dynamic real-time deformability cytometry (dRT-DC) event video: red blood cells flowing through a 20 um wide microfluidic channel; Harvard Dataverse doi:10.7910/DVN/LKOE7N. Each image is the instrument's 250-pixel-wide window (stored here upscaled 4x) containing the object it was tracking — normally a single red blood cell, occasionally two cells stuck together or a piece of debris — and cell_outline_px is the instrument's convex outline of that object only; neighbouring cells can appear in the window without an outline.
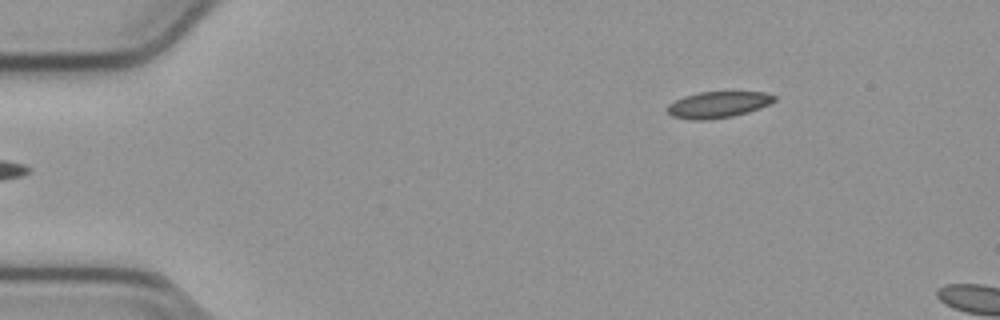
{"species": "common noctule bat (a hibernating species)", "species_latin": "Nyctalus noctula", "temperature_condition": "cold", "stored_images_in_passage": 4, "camera_frame_rate_fps": 3000, "um_per_image_px": 0.085, "animal": {"sex": "male", "body_mass_g": 23.1, "forearm_length_mm": 52.7}, "frame": {"image": 1, "passage_image": 1, "time_ms": 0.0, "image_size_px": [1000, 320], "cell_outline_px": [[776, 100], [760, 108], [748, 112], [732, 116], [708, 120], [692, 120], [672, 116], [668, 112], [668, 104], [684, 96], [700, 92], [764, 92], [776, 96]], "centroid_in_image_um": [61.04, 8.9], "position_along_channel_um": 24.0, "area_um2": 16.3}}